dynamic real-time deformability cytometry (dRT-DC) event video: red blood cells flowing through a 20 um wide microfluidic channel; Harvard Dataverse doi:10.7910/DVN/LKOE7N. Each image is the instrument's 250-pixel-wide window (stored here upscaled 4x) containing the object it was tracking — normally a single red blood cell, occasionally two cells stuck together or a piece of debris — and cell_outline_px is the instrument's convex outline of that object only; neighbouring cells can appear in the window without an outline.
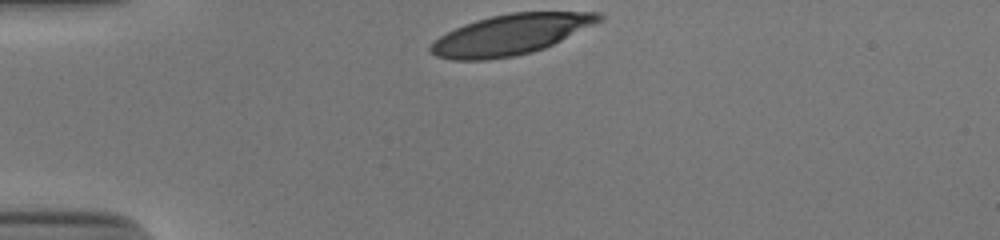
{"species": "human", "species_latin": "Homo sapiens", "temperature_condition": "cold", "stored_images_in_passage": 31, "camera_frame_rate_fps": 3000, "um_per_image_px": 0.085, "donor": {"sex": "male"}, "frame": {"image": 1, "passage_image": 1, "time_ms": 0.0, "image_size_px": [1000, 240], "cell_outline_px": [[604, 16], [600, 20], [544, 48], [532, 52], [512, 56], [488, 60], [452, 60], [436, 56], [428, 52], [428, 48], [440, 36], [464, 24], [476, 20], [508, 12], [600, 12]], "centroid_in_image_um": [43.34, 2.94], "position_along_channel_um": 41.7, "area_um2": 39.07}}
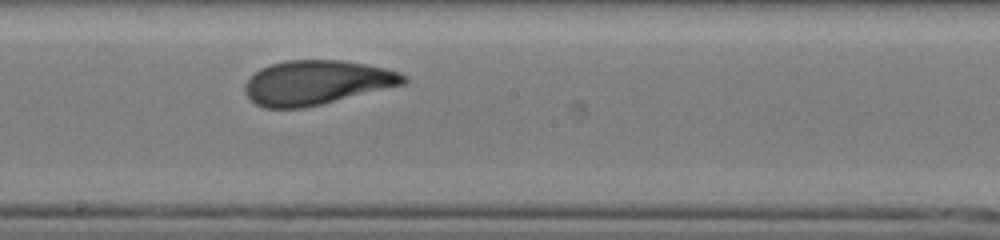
{"frame": {"image": 2, "passage_image": 18, "time_ms": 5.667, "image_size_px": [1000, 240], "cell_outline_px": [[408, 80], [404, 84], [304, 108], [264, 108], [256, 104], [244, 92], [244, 84], [260, 68], [272, 64], [288, 60], [344, 60], [384, 68], [400, 72], [408, 76]], "centroid_in_image_um": [26.91, 7.01], "position_along_channel_um": 221.3, "area_um2": 40.75}}
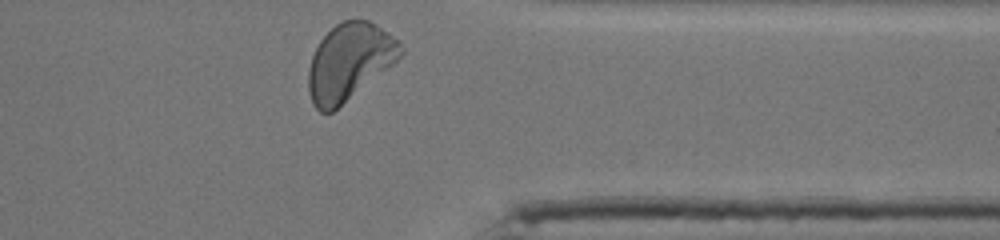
{"frame": {"image": 3, "passage_image": 31, "time_ms": 10.0, "image_size_px": [1000, 240], "cell_outline_px": [[404, 52], [392, 64], [332, 112], [320, 112], [312, 104], [308, 88], [308, 68], [312, 56], [320, 40], [336, 24], [344, 20], [368, 20], [376, 24], [400, 40], [404, 48]], "centroid_in_image_um": [29.69, 5.24], "position_along_channel_um": 381.7, "area_um2": 40.81}, "authors_computed_cell_mechanics": {"area_um2": 41.038, "velocity_mm_per_s": 3.8278, "shape_relaxation_time_tau1_ms": 3.3881, "shape_relaxation_time_tau2_ms": 1.1197, "deformation_change_tau1": 0.1712, "deformation_change_tau2": 0.0735}}